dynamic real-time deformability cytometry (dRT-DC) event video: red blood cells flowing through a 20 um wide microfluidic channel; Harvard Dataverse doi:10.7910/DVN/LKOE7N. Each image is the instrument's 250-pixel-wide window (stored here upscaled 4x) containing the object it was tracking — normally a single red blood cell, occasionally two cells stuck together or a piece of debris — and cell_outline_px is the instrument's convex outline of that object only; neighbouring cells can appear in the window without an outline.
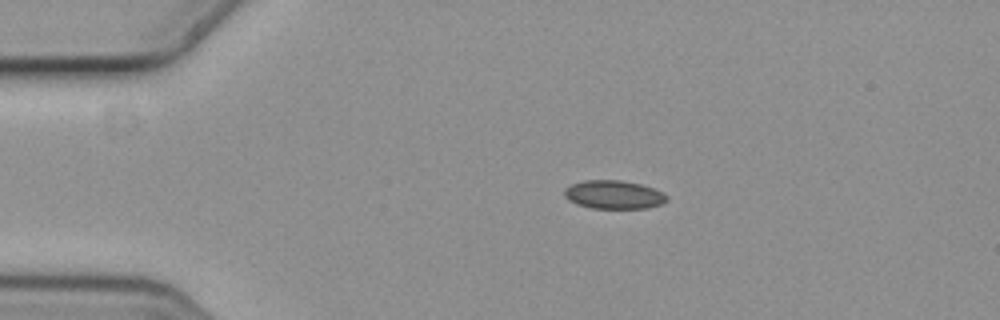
{"species": "common noctule bat (a hibernating species)", "species_latin": "Nyctalus noctula", "temperature_condition": "cold", "stored_images_in_passage": 2, "camera_frame_rate_fps": 3000, "um_per_image_px": 0.085, "animal": {"sex": "female", "body_mass_g": 19.3, "forearm_length_mm": 54.1}, "frame": {"image": 1, "passage_image": 1, "time_ms": 0.0, "image_size_px": [1000, 320], "cell_outline_px": [[668, 200], [660, 204], [648, 208], [592, 208], [576, 204], [568, 200], [564, 196], [564, 188], [572, 184], [584, 180], [620, 180], [640, 184], [664, 192], [668, 196]], "centroid_in_image_um": [52.16, 16.54], "position_along_channel_um": 32.8, "area_um2": 17.05}}